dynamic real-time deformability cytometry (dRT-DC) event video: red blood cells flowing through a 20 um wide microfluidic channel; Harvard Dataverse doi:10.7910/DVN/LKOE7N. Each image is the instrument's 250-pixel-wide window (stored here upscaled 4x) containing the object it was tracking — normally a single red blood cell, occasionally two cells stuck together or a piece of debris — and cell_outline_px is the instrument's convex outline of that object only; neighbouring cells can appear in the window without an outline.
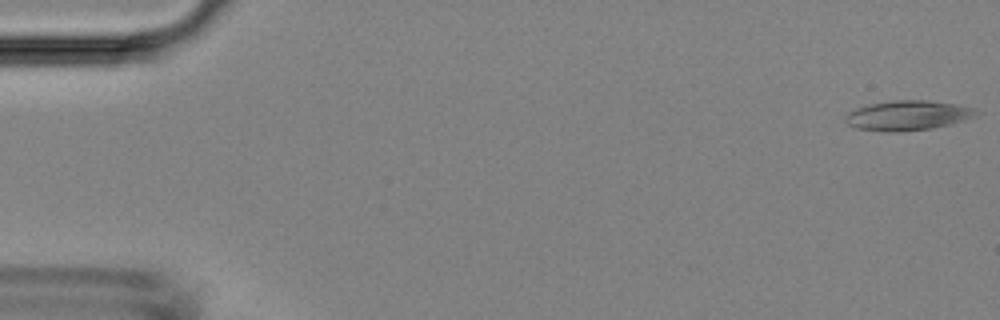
{"species": "Egyptian fruit bat (a non-hibernating species)", "species_latin": "Rousettus aegyptiacus", "temperature_condition": "room temperature", "stored_images_in_passage": 10, "camera_frame_rate_fps": 3000, "um_per_image_px": 0.085, "animal": {"sex": "female"}, "frame": {"image": 1, "passage_image": 1, "time_ms": 0.0, "image_size_px": [1000, 320], "cell_outline_px": [[980, 112], [976, 116], [952, 124], [932, 128], [900, 132], [884, 132], [856, 128], [848, 124], [844, 120], [844, 116], [848, 112], [856, 108], [868, 104], [892, 100], [928, 100], [956, 104], [976, 108]], "centroid_in_image_um": [77.16, 9.81], "position_along_channel_um": 7.8, "area_um2": 23.06}}